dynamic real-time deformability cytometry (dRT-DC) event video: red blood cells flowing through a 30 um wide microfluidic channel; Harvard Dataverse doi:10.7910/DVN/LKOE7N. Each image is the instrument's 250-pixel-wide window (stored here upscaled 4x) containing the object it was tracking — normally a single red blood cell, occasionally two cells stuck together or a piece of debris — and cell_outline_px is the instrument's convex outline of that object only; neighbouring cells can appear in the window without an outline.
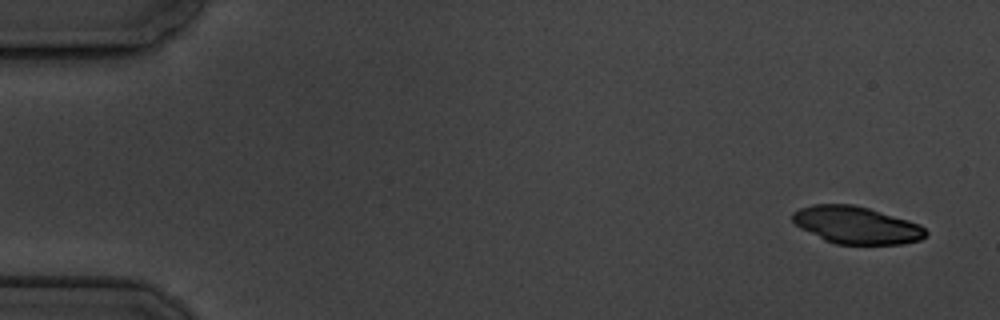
{"species": "common noctule bat (a hibernating species)", "species_latin": "Nyctalus noctula", "temperature_condition": "cold", "stored_images_in_passage": 5, "camera_frame_rate_fps": 3000, "um_per_image_px": 0.085, "animal": {"sex": "male", "body_mass_g": 19.5, "forearm_length_mm": 54.6}, "frame": {"image": 1, "passage_image": 1, "time_ms": 0.0, "image_size_px": [1000, 320], "cell_outline_px": [[928, 236], [920, 240], [900, 244], [836, 244], [824, 240], [800, 228], [792, 220], [792, 212], [800, 208], [812, 204], [852, 204], [868, 208], [908, 220], [920, 224], [928, 232]], "centroid_in_image_um": [72.79, 19.13], "position_along_channel_um": 12.2, "area_um2": 29.02}}